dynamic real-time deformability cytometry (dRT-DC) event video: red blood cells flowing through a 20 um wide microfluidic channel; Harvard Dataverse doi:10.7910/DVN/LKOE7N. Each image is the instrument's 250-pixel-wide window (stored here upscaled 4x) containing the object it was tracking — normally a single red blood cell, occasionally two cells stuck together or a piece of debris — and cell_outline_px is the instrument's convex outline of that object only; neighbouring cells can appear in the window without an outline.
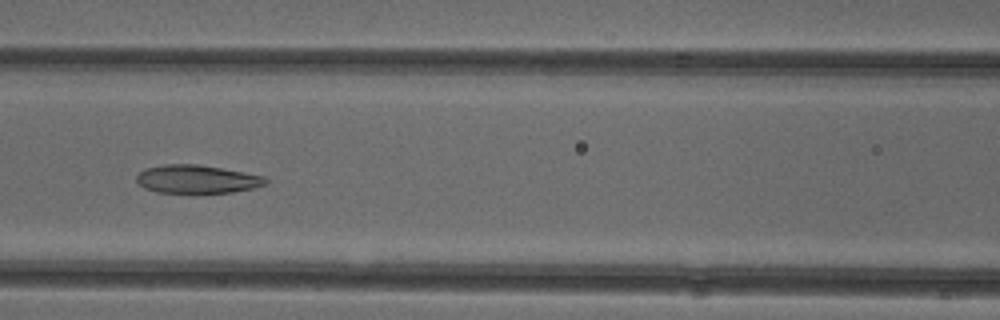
{"species": "common noctule bat (a hibernating species)", "species_latin": "Nyctalus noctula", "temperature_condition": "cold", "stored_images_in_passage": 52, "camera_frame_rate_fps": 3000, "um_per_image_px": 0.085, "animal": {"sex": "female"}, "frame": {"image": 1, "passage_image": 23, "time_ms": 7.333, "image_size_px": [1000, 320], "cell_outline_px": [[268, 180], [264, 184], [252, 188], [232, 192], [196, 196], [188, 196], [156, 192], [144, 188], [136, 180], [136, 176], [144, 168], [164, 164], [196, 164], [244, 172], [264, 176]], "centroid_in_image_um": [16.68, 15.28], "position_along_channel_um": 149.9, "area_um2": 22.2}}
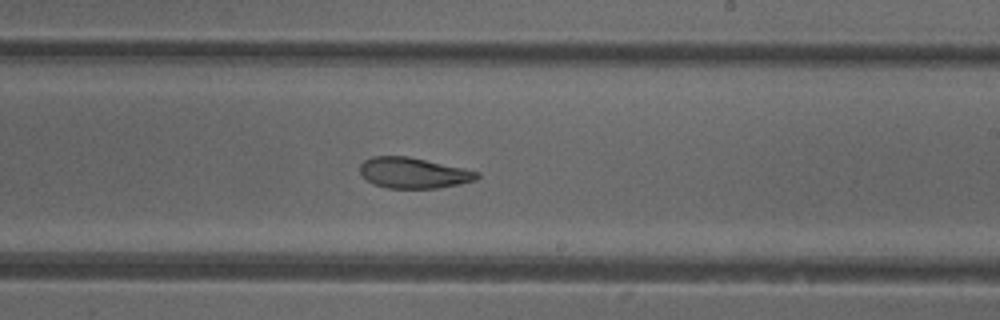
{"frame": {"image": 2, "passage_image": 31, "time_ms": 10.0, "image_size_px": [1000, 320], "cell_outline_px": [[480, 176], [476, 180], [460, 184], [436, 188], [388, 188], [372, 184], [360, 172], [360, 164], [364, 160], [372, 156], [408, 156], [464, 168], [480, 172]], "centroid_in_image_um": [35.16, 14.69], "position_along_channel_um": 253.8, "area_um2": 20.98}}
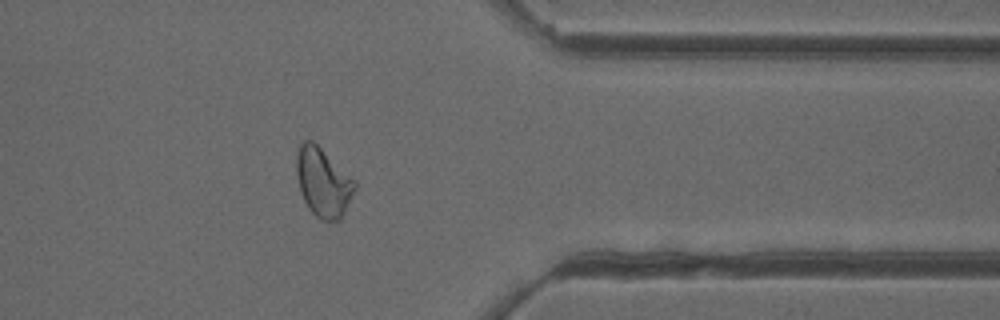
{"frame": {"image": 3, "passage_image": 42, "time_ms": 13.667, "image_size_px": [1000, 320], "cell_outline_px": [[356, 188], [340, 220], [320, 220], [308, 208], [300, 192], [296, 172], [296, 156], [300, 144], [304, 140], [312, 140], [356, 180]], "centroid_in_image_um": [27.46, 15.49], "position_along_channel_um": 383.9, "area_um2": 23.35}, "authors_computed_cell_mechanics": {"area_um2": 24.3627, "velocity_mm_per_s": 3.9174, "shape_relaxation_time_tau1_ms": 8.8221, "shape_relaxation_time_tau2_ms": 2.4021, "deformation_change_tau1": 0.1724, "deformation_change_tau2": 0.0906}}